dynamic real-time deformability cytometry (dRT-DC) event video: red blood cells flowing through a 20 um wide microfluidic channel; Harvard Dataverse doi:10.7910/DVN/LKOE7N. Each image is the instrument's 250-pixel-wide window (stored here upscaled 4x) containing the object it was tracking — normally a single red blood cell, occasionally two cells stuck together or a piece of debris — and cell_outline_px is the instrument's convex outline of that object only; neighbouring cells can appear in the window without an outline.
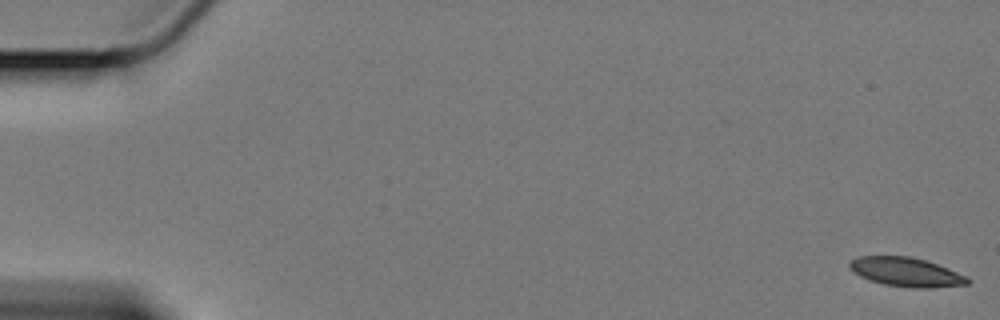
{"species": "Egyptian fruit bat (a non-hibernating species)", "species_latin": "Rousettus aegyptiacus", "temperature_condition": "cold", "stored_images_in_passage": 5, "camera_frame_rate_fps": 3000, "um_per_image_px": 0.085, "animal": {"sex": "female"}, "frame": {"image": 1, "passage_image": 1, "time_ms": 0.0, "image_size_px": [1000, 320], "cell_outline_px": [[972, 280], [968, 284], [932, 288], [916, 288], [884, 284], [868, 280], [852, 272], [848, 264], [852, 260], [860, 256], [908, 256], [924, 260], [948, 268], [968, 276]], "centroid_in_image_um": [77.04, 23.13], "position_along_channel_um": 8.0, "area_um2": 20.0}}